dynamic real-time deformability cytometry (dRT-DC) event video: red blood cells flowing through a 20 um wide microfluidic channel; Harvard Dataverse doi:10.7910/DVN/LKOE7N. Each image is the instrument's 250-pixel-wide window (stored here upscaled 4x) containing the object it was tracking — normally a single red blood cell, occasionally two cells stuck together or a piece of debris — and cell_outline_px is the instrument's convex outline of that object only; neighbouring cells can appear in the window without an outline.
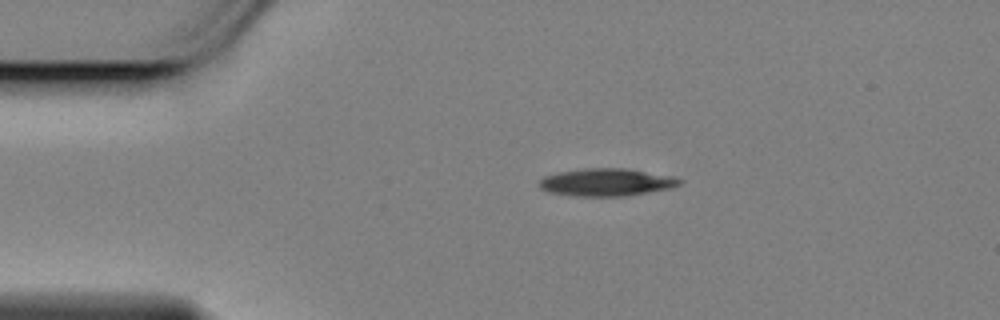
{"species": "Egyptian fruit bat (a non-hibernating species)", "species_latin": "Rousettus aegyptiacus", "temperature_condition": "cold", "stored_images_in_passage": 36, "camera_frame_rate_fps": 3000, "um_per_image_px": 0.085, "animal": {"sex": "female"}, "frame": {"image": 1, "passage_image": 1, "time_ms": 0.0, "image_size_px": [1000, 320], "cell_outline_px": [[684, 180], [680, 184], [672, 188], [628, 196], [576, 196], [548, 192], [540, 188], [540, 180], [544, 176], [560, 172], [584, 168], [628, 168], [672, 176]], "centroid_in_image_um": [51.59, 15.49], "position_along_channel_um": 33.4, "area_um2": 22.66}}
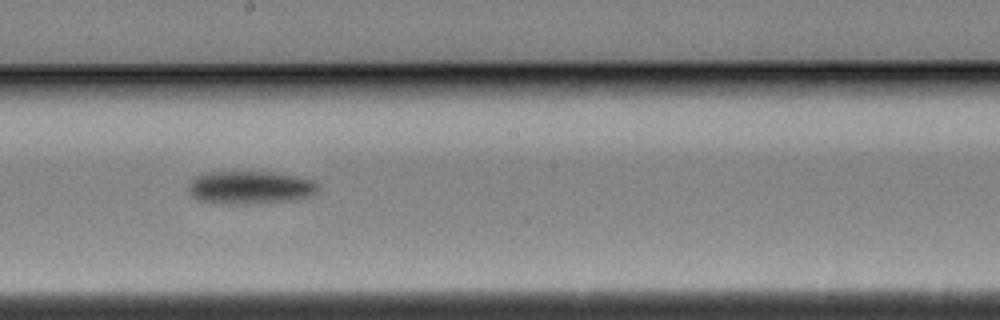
{"frame": {"image": 2, "passage_image": 21, "time_ms": 6.667, "image_size_px": [1000, 320], "cell_outline_px": [[320, 188], [312, 196], [296, 200], [244, 204], [240, 204], [196, 200], [188, 192], [188, 184], [196, 176], [204, 172], [272, 172], [296, 176], [312, 180], [320, 184]], "centroid_in_image_um": [21.29, 15.93], "position_along_channel_um": 226.9, "area_um2": 25.09}}
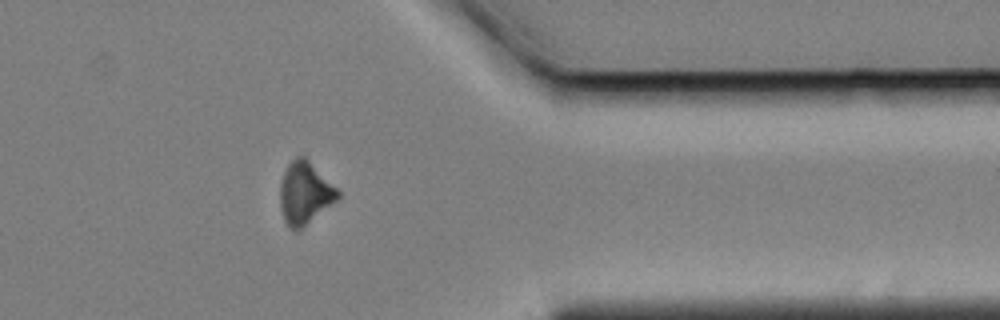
{"frame": {"image": 3, "passage_image": 36, "time_ms": 11.667, "image_size_px": [1000, 320], "cell_outline_px": [[340, 196], [336, 200], [296, 232], [284, 220], [280, 208], [280, 184], [284, 172], [288, 164], [296, 156], [304, 156], [340, 192]], "centroid_in_image_um": [25.88, 16.4], "position_along_channel_um": 385.5, "area_um2": 20.4}, "authors_computed_cell_mechanics": {"area_um2": 23.8136, "velocity_mm_per_s": 3.4615, "shape_relaxation_time_tau1_ms": 2.2438, "shape_relaxation_time_tau2_ms": null, "deformation_change_tau1": 0.0903, "deformation_change_tau2": null}}